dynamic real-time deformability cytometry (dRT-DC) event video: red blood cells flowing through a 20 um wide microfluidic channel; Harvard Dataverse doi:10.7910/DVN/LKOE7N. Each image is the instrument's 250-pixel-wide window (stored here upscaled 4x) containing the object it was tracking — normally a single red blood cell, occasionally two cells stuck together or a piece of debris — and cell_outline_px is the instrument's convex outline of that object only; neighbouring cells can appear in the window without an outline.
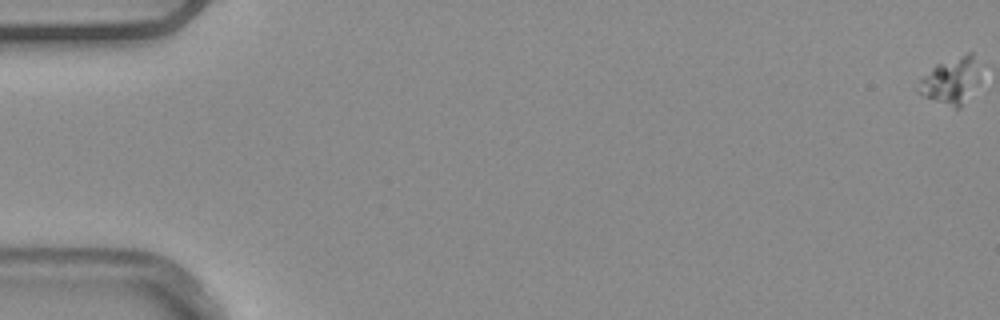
{"species": "common noctule bat (a hibernating species)", "species_latin": "Nyctalus noctula", "temperature_condition": "warm", "stored_images_in_passage": 3, "camera_frame_rate_fps": 3000, "um_per_image_px": 0.085, "animal": {"sex": "male", "body_mass_g": 20.4}, "frame": {"image": 1, "passage_image": 1, "time_ms": 0.0, "image_size_px": [1000, 320], "cell_outline_px": [[972, 60], [968, 80], [960, 108], [956, 108], [924, 96], [916, 88], [920, 80], [936, 64], [968, 52], [972, 52]], "centroid_in_image_um": [80.54, 6.85], "position_along_channel_um": 4.5, "area_um2": 13.81}}